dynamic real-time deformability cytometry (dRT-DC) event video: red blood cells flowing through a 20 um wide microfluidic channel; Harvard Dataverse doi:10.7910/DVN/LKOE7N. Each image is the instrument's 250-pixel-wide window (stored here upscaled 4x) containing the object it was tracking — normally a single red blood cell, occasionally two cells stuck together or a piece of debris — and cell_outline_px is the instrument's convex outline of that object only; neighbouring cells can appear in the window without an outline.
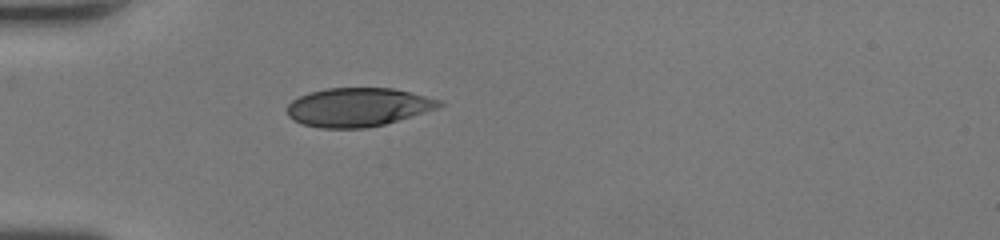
{"species": "human", "species_latin": "Homo sapiens", "temperature_condition": "room temperature", "stored_images_in_passage": 34, "camera_frame_rate_fps": 3000, "um_per_image_px": 0.085, "donor": {"sex": "female"}, "frame": {"image": 1, "passage_image": 1, "time_ms": 0.0, "image_size_px": [1000, 240], "cell_outline_px": [[444, 104], [436, 108], [424, 112], [384, 124], [364, 128], [320, 128], [304, 124], [292, 120], [288, 116], [288, 104], [292, 100], [308, 92], [328, 88], [392, 88], [440, 100]], "centroid_in_image_um": [30.38, 9.11], "position_along_channel_um": 54.6, "area_um2": 33.93}}
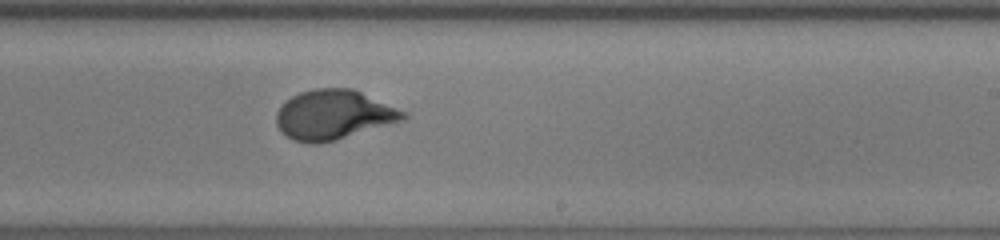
{"frame": {"image": 2, "passage_image": 16, "time_ms": 5.0, "image_size_px": [1000, 240], "cell_outline_px": [[408, 116], [404, 120], [336, 140], [316, 144], [308, 144], [292, 140], [280, 132], [276, 124], [276, 112], [292, 96], [300, 92], [316, 88], [352, 88], [408, 112]], "centroid_in_image_um": [28.36, 9.77], "position_along_channel_um": 260.6, "area_um2": 36.82}}
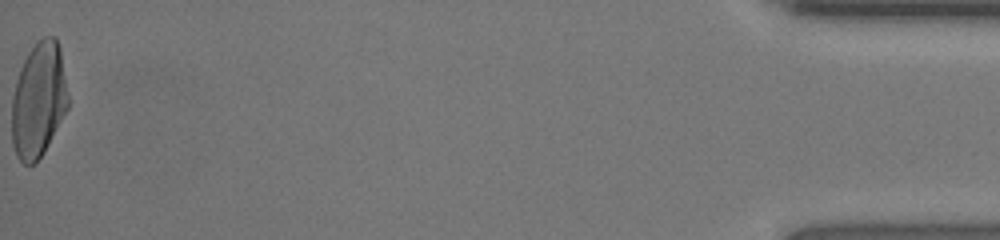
{"frame": {"image": 3, "passage_image": 34, "time_ms": 11.0, "image_size_px": [1000, 240], "cell_outline_px": [[68, 108], [44, 152], [36, 164], [24, 164], [16, 156], [12, 144], [12, 96], [16, 80], [20, 68], [28, 52], [44, 36], [56, 36], [60, 48], [68, 92]], "centroid_in_image_um": [3.28, 8.52], "position_along_channel_um": 431.9, "area_um2": 37.86}, "authors_computed_cell_mechanics": {"area_um2": 36.125, "velocity_mm_per_s": 4.4238, "shape_relaxation_time_tau1_ms": 3.5208, "shape_relaxation_time_tau2_ms": null, "deformation_change_tau1": 0.21, "deformation_change_tau2": null}}